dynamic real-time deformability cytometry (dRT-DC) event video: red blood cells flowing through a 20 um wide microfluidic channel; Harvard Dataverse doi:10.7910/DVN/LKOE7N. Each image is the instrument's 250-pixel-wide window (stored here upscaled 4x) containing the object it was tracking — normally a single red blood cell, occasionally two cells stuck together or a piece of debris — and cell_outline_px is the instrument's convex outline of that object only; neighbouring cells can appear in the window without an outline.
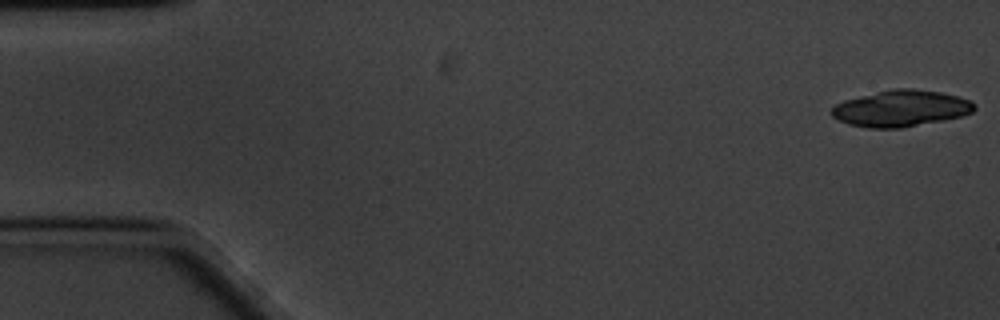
{"species": "common noctule bat (a hibernating species)", "species_latin": "Nyctalus noctula", "temperature_condition": "cold", "stored_images_in_passage": 19, "camera_frame_rate_fps": 3000, "um_per_image_px": 0.085, "animal": {"sex": "male", "body_mass_g": 20.1, "forearm_length_mm": 53.5}, "frame": {"image": 1, "passage_image": 1, "time_ms": 0.0, "image_size_px": [1000, 320], "cell_outline_px": [[976, 108], [972, 112], [960, 116], [944, 120], [900, 128], [868, 128], [848, 124], [832, 116], [832, 108], [836, 104], [844, 100], [892, 88], [912, 88], [940, 92], [956, 96], [968, 100], [976, 104]], "centroid_in_image_um": [76.58, 9.21], "position_along_channel_um": 8.4, "area_um2": 30.06}}